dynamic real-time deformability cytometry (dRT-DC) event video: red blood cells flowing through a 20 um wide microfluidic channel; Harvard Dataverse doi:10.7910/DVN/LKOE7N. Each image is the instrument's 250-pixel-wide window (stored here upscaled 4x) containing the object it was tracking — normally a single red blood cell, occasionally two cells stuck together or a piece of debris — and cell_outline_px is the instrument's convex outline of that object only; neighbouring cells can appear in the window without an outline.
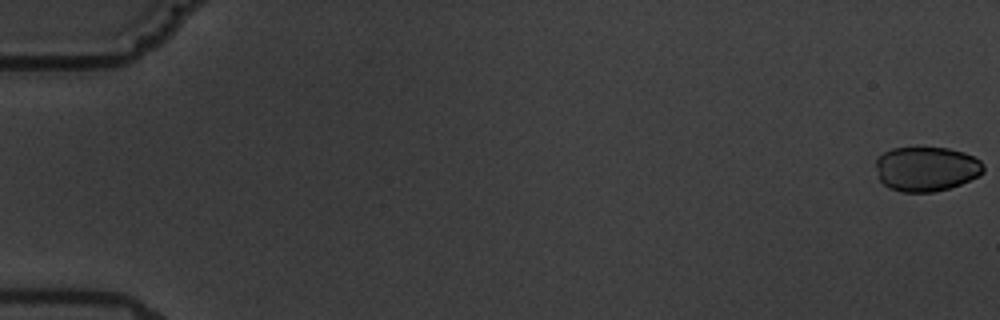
{"species": "common noctule bat (a hibernating species)", "species_latin": "Nyctalus noctula", "temperature_condition": "warm", "stored_images_in_passage": 6, "camera_frame_rate_fps": 3000, "um_per_image_px": 0.085, "animal": {"sex": "male", "body_mass_g": 19.5, "forearm_length_mm": 54.6}, "frame": {"image": 1, "passage_image": 1, "time_ms": 0.0, "image_size_px": [1000, 320], "cell_outline_px": [[984, 172], [980, 176], [960, 184], [948, 188], [932, 192], [900, 192], [888, 188], [880, 180], [876, 168], [876, 156], [892, 148], [948, 148], [964, 152], [980, 160], [984, 164]], "centroid_in_image_um": [78.74, 14.36], "position_along_channel_um": 6.3, "area_um2": 28.15}}
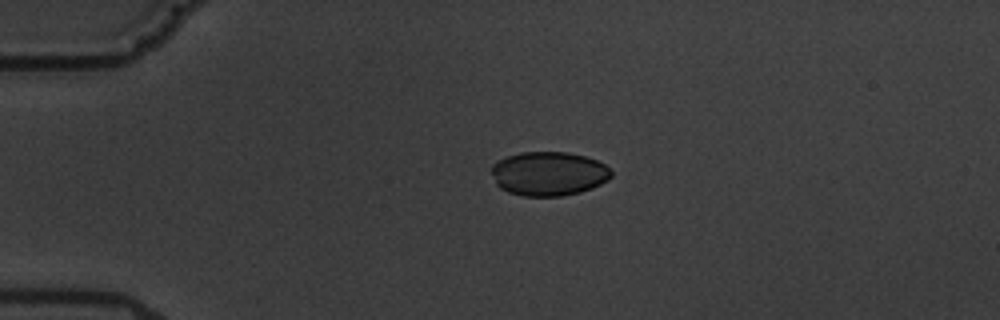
{"frame": {"image": 2, "passage_image": 5, "time_ms": 4.667, "image_size_px": [1000, 320], "cell_outline_px": [[612, 176], [608, 180], [592, 188], [580, 192], [564, 196], [524, 196], [508, 192], [500, 188], [496, 184], [492, 172], [492, 164], [508, 156], [520, 152], [568, 152], [584, 156], [596, 160], [604, 164], [612, 172]], "centroid_in_image_um": [46.64, 14.77], "position_along_channel_um": 38.4, "area_um2": 30.75}}